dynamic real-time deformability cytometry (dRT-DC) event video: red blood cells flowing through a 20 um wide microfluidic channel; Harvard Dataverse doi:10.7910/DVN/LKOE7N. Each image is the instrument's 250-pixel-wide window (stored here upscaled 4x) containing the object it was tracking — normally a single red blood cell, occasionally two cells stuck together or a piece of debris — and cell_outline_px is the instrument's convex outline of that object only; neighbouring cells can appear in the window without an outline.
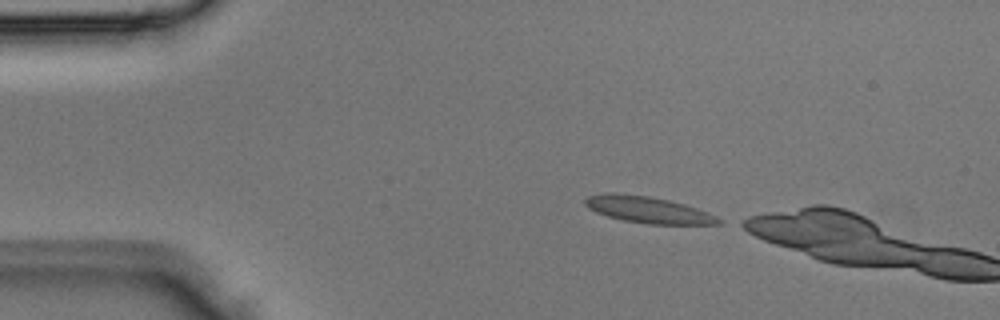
{"species": "Egyptian fruit bat (a non-hibernating species)", "species_latin": "Rousettus aegyptiacus", "temperature_condition": "room temperature", "stored_images_in_passage": 2, "camera_frame_rate_fps": 3000, "um_per_image_px": 0.085, "animal": {"sex": "male"}, "frame": {"image": 1, "passage_image": 1, "time_ms": 0.0, "image_size_px": [1000, 320], "cell_outline_px": [[724, 220], [720, 224], [648, 224], [624, 220], [608, 216], [596, 212], [588, 208], [584, 204], [584, 200], [588, 196], [612, 192], [648, 196], [668, 200], [684, 204], [696, 208], [716, 216]], "centroid_in_image_um": [55.08, 17.83], "position_along_channel_um": 29.9, "area_um2": 20.4}}